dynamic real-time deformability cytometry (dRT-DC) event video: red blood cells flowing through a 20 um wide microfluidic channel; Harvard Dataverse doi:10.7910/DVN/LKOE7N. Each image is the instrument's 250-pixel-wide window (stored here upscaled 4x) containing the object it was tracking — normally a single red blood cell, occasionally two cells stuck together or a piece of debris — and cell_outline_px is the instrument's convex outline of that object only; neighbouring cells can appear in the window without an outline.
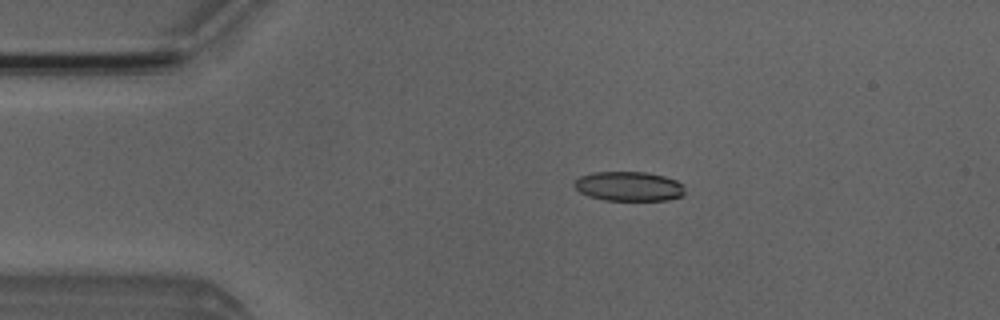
{"species": "Egyptian fruit bat (a non-hibernating species)", "species_latin": "Rousettus aegyptiacus", "temperature_condition": "room temperature", "stored_images_in_passage": 4, "camera_frame_rate_fps": 3000, "um_per_image_px": 0.085, "animal": {"sex": "male"}, "frame": {"image": 1, "passage_image": 3, "time_ms": 2.333, "image_size_px": [1000, 320], "cell_outline_px": [[684, 196], [668, 200], [604, 200], [588, 196], [580, 192], [572, 184], [580, 176], [596, 172], [648, 172], [664, 176], [676, 180], [684, 184]], "centroid_in_image_um": [53.48, 15.84], "position_along_channel_um": 31.5, "area_um2": 19.13}}